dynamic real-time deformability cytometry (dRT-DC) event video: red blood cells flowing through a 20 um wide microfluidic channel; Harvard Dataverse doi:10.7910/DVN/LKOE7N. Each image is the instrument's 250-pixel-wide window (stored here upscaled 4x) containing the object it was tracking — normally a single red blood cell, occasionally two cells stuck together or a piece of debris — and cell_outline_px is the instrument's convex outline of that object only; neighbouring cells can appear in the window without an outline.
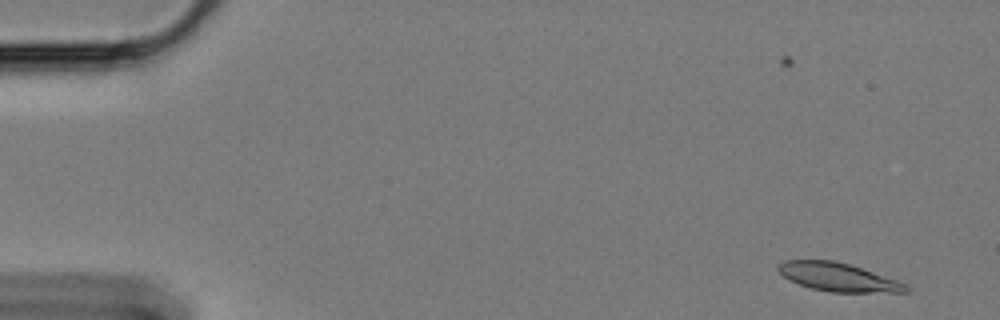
{"species": "Egyptian fruit bat (a non-hibernating species)", "species_latin": "Rousettus aegyptiacus", "temperature_condition": "cold", "stored_images_in_passage": 60, "camera_frame_rate_fps": 3000, "um_per_image_px": 0.085, "animal": {"sex": "female"}, "frame": {"image": 1, "passage_image": 4, "time_ms": 1.0, "image_size_px": [1000, 320], "cell_outline_px": [[912, 288], [908, 292], [828, 292], [812, 288], [788, 280], [776, 268], [776, 264], [784, 260], [832, 260], [848, 264], [908, 284]], "centroid_in_image_um": [71.22, 23.56], "position_along_channel_um": 13.8, "area_um2": 21.04}}
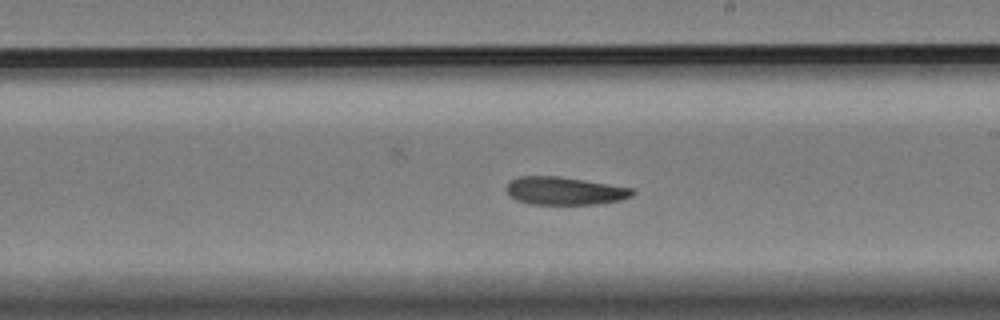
{"frame": {"image": 2, "passage_image": 35, "time_ms": 11.333, "image_size_px": [1000, 320], "cell_outline_px": [[636, 192], [632, 196], [620, 200], [596, 204], [532, 204], [516, 200], [508, 196], [504, 188], [508, 180], [516, 176], [560, 176], [636, 188]], "centroid_in_image_um": [47.96, 16.21], "position_along_channel_um": 241.0, "area_um2": 20.98}}
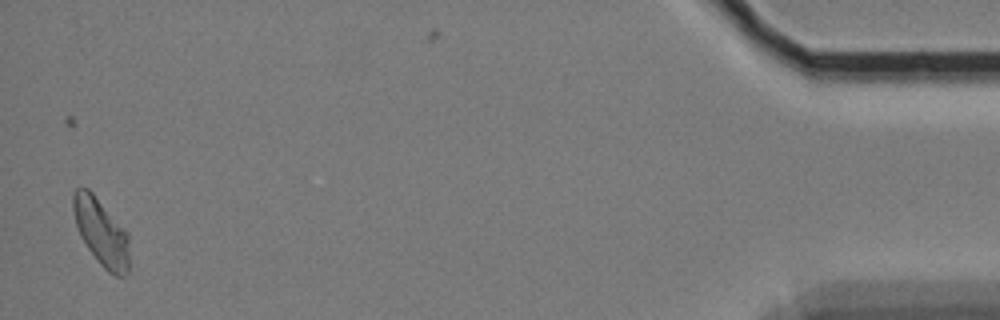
{"frame": {"image": 3, "passage_image": 59, "time_ms": 19.333, "image_size_px": [1000, 320], "cell_outline_px": [[128, 272], [124, 276], [116, 276], [108, 272], [100, 264], [88, 248], [80, 236], [76, 224], [72, 208], [72, 192], [76, 188], [88, 188], [92, 192], [128, 232]], "centroid_in_image_um": [8.59, 19.72], "position_along_channel_um": 426.6, "area_um2": 21.85}, "authors_computed_cell_mechanics": {"area_um2": 21.4727, "velocity_mm_per_s": 3.3502, "shape_relaxation_time_tau1_ms": null, "shape_relaxation_time_tau2_ms": 10.6752, "deformation_change_tau1": null, "deformation_change_tau2": 0.182}}